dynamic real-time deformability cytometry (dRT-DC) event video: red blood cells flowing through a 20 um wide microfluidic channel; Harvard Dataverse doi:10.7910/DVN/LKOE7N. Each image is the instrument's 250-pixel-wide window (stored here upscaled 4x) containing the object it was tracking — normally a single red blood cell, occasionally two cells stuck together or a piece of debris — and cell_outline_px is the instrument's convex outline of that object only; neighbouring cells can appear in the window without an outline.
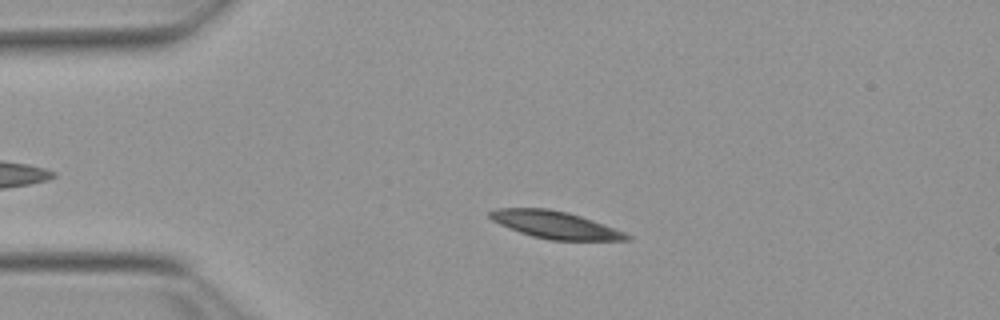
{"species": "Egyptian fruit bat (a non-hibernating species)", "species_latin": "Rousettus aegyptiacus", "temperature_condition": "warm", "stored_images_in_passage": 45, "camera_frame_rate_fps": 3000, "um_per_image_px": 0.085, "animal": {"sex": "female"}, "frame": {"image": 1, "passage_image": 11, "time_ms": 3.333, "image_size_px": [1000, 320], "cell_outline_px": [[632, 240], [548, 240], [532, 236], [520, 232], [500, 224], [492, 220], [488, 216], [488, 212], [496, 208], [548, 208], [568, 212], [592, 220], [624, 232], [632, 236]], "centroid_in_image_um": [47.17, 19.11], "position_along_channel_um": 37.8, "area_um2": 21.68}}
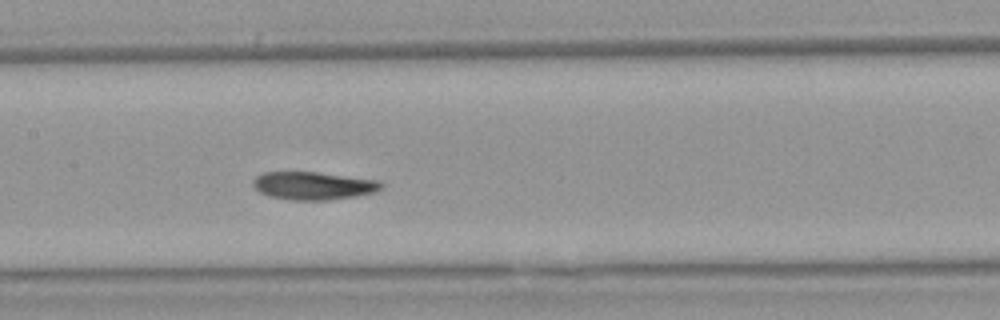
{"frame": {"image": 2, "passage_image": 25, "time_ms": 8.0, "image_size_px": [1000, 320], "cell_outline_px": [[384, 184], [380, 188], [372, 192], [352, 196], [328, 200], [292, 200], [268, 196], [260, 192], [252, 184], [252, 180], [256, 176], [264, 172], [316, 172], [380, 180]], "centroid_in_image_um": [26.59, 15.78], "position_along_channel_um": 180.8, "area_um2": 20.69}}
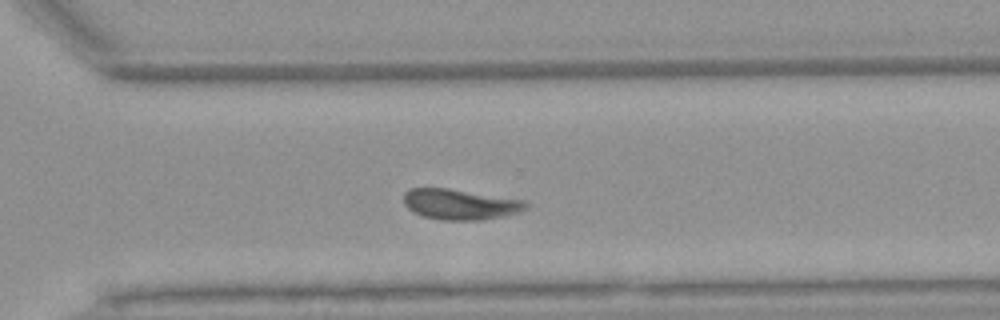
{"frame": {"image": 3, "passage_image": 37, "time_ms": 12.0, "image_size_px": [1000, 320], "cell_outline_px": [[528, 208], [520, 212], [480, 220], [440, 220], [424, 216], [408, 208], [404, 204], [404, 192], [412, 188], [448, 188], [524, 200], [528, 204]], "centroid_in_image_um": [39.12, 17.36], "position_along_channel_um": 331.5, "area_um2": 21.56}, "authors_computed_cell_mechanics": {"area_um2": 21.5594, "velocity_mm_per_s": 3.7733, "shape_relaxation_time_tau1_ms": 3.4486, "shape_relaxation_time_tau2_ms": 2.9285, "deformation_change_tau1": 0.0976, "deformation_change_tau2": 0.0934}}